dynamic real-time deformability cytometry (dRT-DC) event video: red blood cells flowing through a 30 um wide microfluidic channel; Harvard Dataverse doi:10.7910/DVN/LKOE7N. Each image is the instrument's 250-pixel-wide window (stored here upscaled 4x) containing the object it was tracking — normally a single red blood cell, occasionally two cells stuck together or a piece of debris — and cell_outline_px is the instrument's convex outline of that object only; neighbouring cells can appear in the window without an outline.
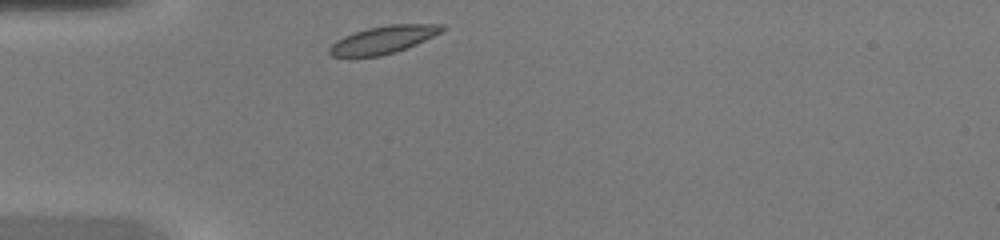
{"species": "common noctule bat (a hibernating species)", "species_latin": "Nyctalus noctula", "temperature_condition": "warm", "stored_images_in_passage": 27, "camera_frame_rate_fps": 3000, "um_per_image_px": 0.085, "animal": {"sex": "female", "body_mass_g": 20.0, "forearm_length_mm": 54.0}, "frame": {"image": 1, "passage_image": 1, "time_ms": 0.0, "image_size_px": [1000, 240], "cell_outline_px": [[448, 28], [416, 44], [396, 52], [380, 56], [332, 56], [328, 52], [328, 48], [336, 40], [344, 36], [368, 28], [388, 24], [444, 24]], "centroid_in_image_um": [32.59, 3.36], "position_along_channel_um": 52.4, "area_um2": 17.98}}
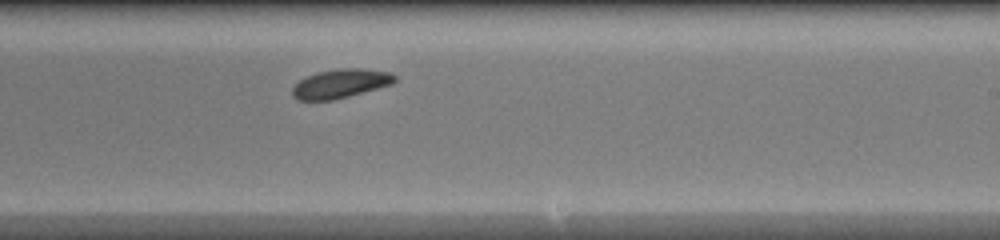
{"frame": {"image": 2, "passage_image": 16, "time_ms": 5.0, "image_size_px": [1000, 240], "cell_outline_px": [[396, 80], [392, 84], [348, 96], [332, 100], [296, 100], [292, 96], [292, 88], [300, 80], [316, 72], [340, 68], [360, 68], [392, 72], [396, 76]], "centroid_in_image_um": [28.95, 7.1], "position_along_channel_um": 260.1, "area_um2": 17.22}}
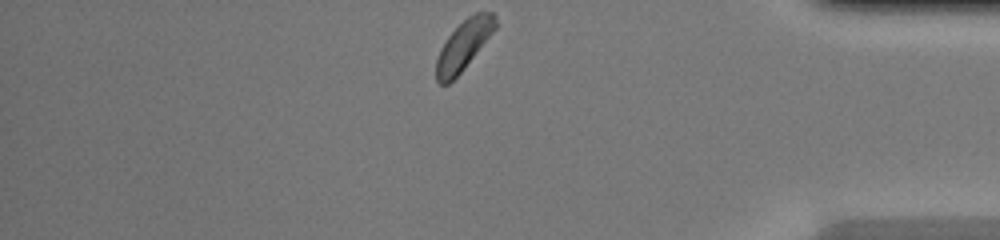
{"frame": {"image": 3, "passage_image": 27, "time_ms": 8.667, "image_size_px": [1000, 240], "cell_outline_px": [[496, 28], [464, 68], [448, 84], [440, 84], [436, 80], [436, 60], [440, 48], [448, 36], [468, 16], [476, 12], [492, 12], [496, 16]], "centroid_in_image_um": [39.4, 3.83], "position_along_channel_um": 395.8, "area_um2": 16.76}}